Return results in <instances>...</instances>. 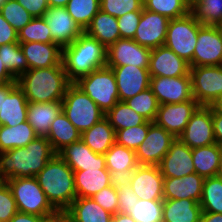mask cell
<instances>
[{"label":"cell","mask_w":222,"mask_h":222,"mask_svg":"<svg viewBox=\"0 0 222 222\" xmlns=\"http://www.w3.org/2000/svg\"><path fill=\"white\" fill-rule=\"evenodd\" d=\"M46 137L37 136L25 147L0 153V181L35 177L55 155Z\"/></svg>","instance_id":"6da1fadb"},{"label":"cell","mask_w":222,"mask_h":222,"mask_svg":"<svg viewBox=\"0 0 222 222\" xmlns=\"http://www.w3.org/2000/svg\"><path fill=\"white\" fill-rule=\"evenodd\" d=\"M71 83L63 65L29 69L17 79L28 102L36 103L62 101Z\"/></svg>","instance_id":"7a4b0ae2"},{"label":"cell","mask_w":222,"mask_h":222,"mask_svg":"<svg viewBox=\"0 0 222 222\" xmlns=\"http://www.w3.org/2000/svg\"><path fill=\"white\" fill-rule=\"evenodd\" d=\"M106 63L107 48L86 32L72 44L62 48V64L72 83L94 70L105 67Z\"/></svg>","instance_id":"3957f363"},{"label":"cell","mask_w":222,"mask_h":222,"mask_svg":"<svg viewBox=\"0 0 222 222\" xmlns=\"http://www.w3.org/2000/svg\"><path fill=\"white\" fill-rule=\"evenodd\" d=\"M35 177L56 210H66L77 198L74 171L58 154Z\"/></svg>","instance_id":"277c9868"},{"label":"cell","mask_w":222,"mask_h":222,"mask_svg":"<svg viewBox=\"0 0 222 222\" xmlns=\"http://www.w3.org/2000/svg\"><path fill=\"white\" fill-rule=\"evenodd\" d=\"M62 111L81 133L105 117L98 105L75 83L67 88L62 100Z\"/></svg>","instance_id":"5b68a950"},{"label":"cell","mask_w":222,"mask_h":222,"mask_svg":"<svg viewBox=\"0 0 222 222\" xmlns=\"http://www.w3.org/2000/svg\"><path fill=\"white\" fill-rule=\"evenodd\" d=\"M106 114L118 101L115 74L107 66L92 71L74 82Z\"/></svg>","instance_id":"8992f818"},{"label":"cell","mask_w":222,"mask_h":222,"mask_svg":"<svg viewBox=\"0 0 222 222\" xmlns=\"http://www.w3.org/2000/svg\"><path fill=\"white\" fill-rule=\"evenodd\" d=\"M6 182L11 188L18 212L44 216L56 210L48 201L36 177L12 178Z\"/></svg>","instance_id":"52a82bcc"},{"label":"cell","mask_w":222,"mask_h":222,"mask_svg":"<svg viewBox=\"0 0 222 222\" xmlns=\"http://www.w3.org/2000/svg\"><path fill=\"white\" fill-rule=\"evenodd\" d=\"M201 25L191 13L181 18L170 19L164 46L190 63L193 59Z\"/></svg>","instance_id":"ba28073f"},{"label":"cell","mask_w":222,"mask_h":222,"mask_svg":"<svg viewBox=\"0 0 222 222\" xmlns=\"http://www.w3.org/2000/svg\"><path fill=\"white\" fill-rule=\"evenodd\" d=\"M192 96L200 104L209 106L222 95V65L190 67Z\"/></svg>","instance_id":"9c48e42d"},{"label":"cell","mask_w":222,"mask_h":222,"mask_svg":"<svg viewBox=\"0 0 222 222\" xmlns=\"http://www.w3.org/2000/svg\"><path fill=\"white\" fill-rule=\"evenodd\" d=\"M178 138L191 149L216 143L211 108L200 105Z\"/></svg>","instance_id":"30bf717a"},{"label":"cell","mask_w":222,"mask_h":222,"mask_svg":"<svg viewBox=\"0 0 222 222\" xmlns=\"http://www.w3.org/2000/svg\"><path fill=\"white\" fill-rule=\"evenodd\" d=\"M176 138L154 122L149 126L146 138L136 152L139 165L159 166Z\"/></svg>","instance_id":"8fae6325"},{"label":"cell","mask_w":222,"mask_h":222,"mask_svg":"<svg viewBox=\"0 0 222 222\" xmlns=\"http://www.w3.org/2000/svg\"><path fill=\"white\" fill-rule=\"evenodd\" d=\"M222 65V38L216 26L201 25L190 67Z\"/></svg>","instance_id":"7c38bea8"},{"label":"cell","mask_w":222,"mask_h":222,"mask_svg":"<svg viewBox=\"0 0 222 222\" xmlns=\"http://www.w3.org/2000/svg\"><path fill=\"white\" fill-rule=\"evenodd\" d=\"M151 50L133 39H118L107 48V67L132 65L149 68Z\"/></svg>","instance_id":"4fadbf2b"},{"label":"cell","mask_w":222,"mask_h":222,"mask_svg":"<svg viewBox=\"0 0 222 222\" xmlns=\"http://www.w3.org/2000/svg\"><path fill=\"white\" fill-rule=\"evenodd\" d=\"M199 106L194 98L182 103L161 104L153 122L178 138Z\"/></svg>","instance_id":"5bb4252c"},{"label":"cell","mask_w":222,"mask_h":222,"mask_svg":"<svg viewBox=\"0 0 222 222\" xmlns=\"http://www.w3.org/2000/svg\"><path fill=\"white\" fill-rule=\"evenodd\" d=\"M126 180L138 199L164 200V177L159 166L139 165Z\"/></svg>","instance_id":"9a60e30c"},{"label":"cell","mask_w":222,"mask_h":222,"mask_svg":"<svg viewBox=\"0 0 222 222\" xmlns=\"http://www.w3.org/2000/svg\"><path fill=\"white\" fill-rule=\"evenodd\" d=\"M43 19L50 29L53 43L61 48L72 44L84 32L65 7H49Z\"/></svg>","instance_id":"2e32d148"},{"label":"cell","mask_w":222,"mask_h":222,"mask_svg":"<svg viewBox=\"0 0 222 222\" xmlns=\"http://www.w3.org/2000/svg\"><path fill=\"white\" fill-rule=\"evenodd\" d=\"M150 88L159 105L186 102L193 98L191 75L180 77H150Z\"/></svg>","instance_id":"e0dca14e"},{"label":"cell","mask_w":222,"mask_h":222,"mask_svg":"<svg viewBox=\"0 0 222 222\" xmlns=\"http://www.w3.org/2000/svg\"><path fill=\"white\" fill-rule=\"evenodd\" d=\"M169 21L166 16L143 8L133 40L150 49L164 46Z\"/></svg>","instance_id":"ac0fdd59"},{"label":"cell","mask_w":222,"mask_h":222,"mask_svg":"<svg viewBox=\"0 0 222 222\" xmlns=\"http://www.w3.org/2000/svg\"><path fill=\"white\" fill-rule=\"evenodd\" d=\"M150 77H180L190 73V66L165 46L153 48L149 62Z\"/></svg>","instance_id":"d6986e66"},{"label":"cell","mask_w":222,"mask_h":222,"mask_svg":"<svg viewBox=\"0 0 222 222\" xmlns=\"http://www.w3.org/2000/svg\"><path fill=\"white\" fill-rule=\"evenodd\" d=\"M112 68L117 82L119 101H126L150 87L149 68L132 65Z\"/></svg>","instance_id":"ffe728a7"},{"label":"cell","mask_w":222,"mask_h":222,"mask_svg":"<svg viewBox=\"0 0 222 222\" xmlns=\"http://www.w3.org/2000/svg\"><path fill=\"white\" fill-rule=\"evenodd\" d=\"M159 168L163 177H184L195 173L192 160V149L176 138L163 157Z\"/></svg>","instance_id":"44dd1931"},{"label":"cell","mask_w":222,"mask_h":222,"mask_svg":"<svg viewBox=\"0 0 222 222\" xmlns=\"http://www.w3.org/2000/svg\"><path fill=\"white\" fill-rule=\"evenodd\" d=\"M204 177L191 173L184 177H164V199H190L200 203Z\"/></svg>","instance_id":"7402d4cb"},{"label":"cell","mask_w":222,"mask_h":222,"mask_svg":"<svg viewBox=\"0 0 222 222\" xmlns=\"http://www.w3.org/2000/svg\"><path fill=\"white\" fill-rule=\"evenodd\" d=\"M29 69H43L62 64V48L56 43H20Z\"/></svg>","instance_id":"603a6c76"},{"label":"cell","mask_w":222,"mask_h":222,"mask_svg":"<svg viewBox=\"0 0 222 222\" xmlns=\"http://www.w3.org/2000/svg\"><path fill=\"white\" fill-rule=\"evenodd\" d=\"M73 171L84 168H106L105 154L93 152L81 139L57 153Z\"/></svg>","instance_id":"cb8c5ba5"},{"label":"cell","mask_w":222,"mask_h":222,"mask_svg":"<svg viewBox=\"0 0 222 222\" xmlns=\"http://www.w3.org/2000/svg\"><path fill=\"white\" fill-rule=\"evenodd\" d=\"M74 182L77 197L91 198L103 188L112 185L115 179L107 168H84L74 171Z\"/></svg>","instance_id":"d4e9b609"},{"label":"cell","mask_w":222,"mask_h":222,"mask_svg":"<svg viewBox=\"0 0 222 222\" xmlns=\"http://www.w3.org/2000/svg\"><path fill=\"white\" fill-rule=\"evenodd\" d=\"M105 163L115 180L126 179L139 166L136 152L116 142L105 153Z\"/></svg>","instance_id":"484cf974"},{"label":"cell","mask_w":222,"mask_h":222,"mask_svg":"<svg viewBox=\"0 0 222 222\" xmlns=\"http://www.w3.org/2000/svg\"><path fill=\"white\" fill-rule=\"evenodd\" d=\"M62 111V101L49 103L29 102L27 121L39 137H47L52 122Z\"/></svg>","instance_id":"4316f807"},{"label":"cell","mask_w":222,"mask_h":222,"mask_svg":"<svg viewBox=\"0 0 222 222\" xmlns=\"http://www.w3.org/2000/svg\"><path fill=\"white\" fill-rule=\"evenodd\" d=\"M28 104L24 91L16 85L6 97H3L0 125L12 127L27 121Z\"/></svg>","instance_id":"83f0119b"},{"label":"cell","mask_w":222,"mask_h":222,"mask_svg":"<svg viewBox=\"0 0 222 222\" xmlns=\"http://www.w3.org/2000/svg\"><path fill=\"white\" fill-rule=\"evenodd\" d=\"M200 203L190 199H164L163 222H200Z\"/></svg>","instance_id":"f1b7e54d"},{"label":"cell","mask_w":222,"mask_h":222,"mask_svg":"<svg viewBox=\"0 0 222 222\" xmlns=\"http://www.w3.org/2000/svg\"><path fill=\"white\" fill-rule=\"evenodd\" d=\"M66 212L70 222H112L113 216L92 198L86 197H77Z\"/></svg>","instance_id":"f546056e"},{"label":"cell","mask_w":222,"mask_h":222,"mask_svg":"<svg viewBox=\"0 0 222 222\" xmlns=\"http://www.w3.org/2000/svg\"><path fill=\"white\" fill-rule=\"evenodd\" d=\"M81 140L95 153L105 154L115 141V130L106 117L81 133Z\"/></svg>","instance_id":"4dcf8cb0"},{"label":"cell","mask_w":222,"mask_h":222,"mask_svg":"<svg viewBox=\"0 0 222 222\" xmlns=\"http://www.w3.org/2000/svg\"><path fill=\"white\" fill-rule=\"evenodd\" d=\"M84 32L95 38L106 48L121 39L117 18L102 10L93 17L91 24Z\"/></svg>","instance_id":"1f68e13d"},{"label":"cell","mask_w":222,"mask_h":222,"mask_svg":"<svg viewBox=\"0 0 222 222\" xmlns=\"http://www.w3.org/2000/svg\"><path fill=\"white\" fill-rule=\"evenodd\" d=\"M54 152L57 154L61 149L81 139V132L69 121L61 111L52 122L46 137Z\"/></svg>","instance_id":"d6a6232c"},{"label":"cell","mask_w":222,"mask_h":222,"mask_svg":"<svg viewBox=\"0 0 222 222\" xmlns=\"http://www.w3.org/2000/svg\"><path fill=\"white\" fill-rule=\"evenodd\" d=\"M37 135L28 121L15 126L0 125V153L13 148L25 147Z\"/></svg>","instance_id":"836d02e7"},{"label":"cell","mask_w":222,"mask_h":222,"mask_svg":"<svg viewBox=\"0 0 222 222\" xmlns=\"http://www.w3.org/2000/svg\"><path fill=\"white\" fill-rule=\"evenodd\" d=\"M195 173L207 178L218 174L220 146L217 143L192 149Z\"/></svg>","instance_id":"e575fe53"},{"label":"cell","mask_w":222,"mask_h":222,"mask_svg":"<svg viewBox=\"0 0 222 222\" xmlns=\"http://www.w3.org/2000/svg\"><path fill=\"white\" fill-rule=\"evenodd\" d=\"M115 133L118 130L144 124L147 120L136 113L125 101H118L106 114Z\"/></svg>","instance_id":"d590c367"},{"label":"cell","mask_w":222,"mask_h":222,"mask_svg":"<svg viewBox=\"0 0 222 222\" xmlns=\"http://www.w3.org/2000/svg\"><path fill=\"white\" fill-rule=\"evenodd\" d=\"M200 206L203 212L222 213V178L204 179Z\"/></svg>","instance_id":"8d00e7d4"},{"label":"cell","mask_w":222,"mask_h":222,"mask_svg":"<svg viewBox=\"0 0 222 222\" xmlns=\"http://www.w3.org/2000/svg\"><path fill=\"white\" fill-rule=\"evenodd\" d=\"M0 58L6 69L16 79L29 70L26 57L20 48L19 42L0 46Z\"/></svg>","instance_id":"74e56055"},{"label":"cell","mask_w":222,"mask_h":222,"mask_svg":"<svg viewBox=\"0 0 222 222\" xmlns=\"http://www.w3.org/2000/svg\"><path fill=\"white\" fill-rule=\"evenodd\" d=\"M100 0H69L65 6L74 21L85 31L100 11Z\"/></svg>","instance_id":"f35d334b"},{"label":"cell","mask_w":222,"mask_h":222,"mask_svg":"<svg viewBox=\"0 0 222 222\" xmlns=\"http://www.w3.org/2000/svg\"><path fill=\"white\" fill-rule=\"evenodd\" d=\"M190 13L202 25L222 23V0H199L190 7Z\"/></svg>","instance_id":"ab89813d"},{"label":"cell","mask_w":222,"mask_h":222,"mask_svg":"<svg viewBox=\"0 0 222 222\" xmlns=\"http://www.w3.org/2000/svg\"><path fill=\"white\" fill-rule=\"evenodd\" d=\"M143 8L166 16L168 19H177L190 13V6L186 0H143Z\"/></svg>","instance_id":"60d3db41"},{"label":"cell","mask_w":222,"mask_h":222,"mask_svg":"<svg viewBox=\"0 0 222 222\" xmlns=\"http://www.w3.org/2000/svg\"><path fill=\"white\" fill-rule=\"evenodd\" d=\"M163 200L139 199L128 214L136 222H163Z\"/></svg>","instance_id":"b9f144b4"},{"label":"cell","mask_w":222,"mask_h":222,"mask_svg":"<svg viewBox=\"0 0 222 222\" xmlns=\"http://www.w3.org/2000/svg\"><path fill=\"white\" fill-rule=\"evenodd\" d=\"M125 102L147 121L153 122L155 120L159 103L150 87L127 99Z\"/></svg>","instance_id":"7bdbcfd3"},{"label":"cell","mask_w":222,"mask_h":222,"mask_svg":"<svg viewBox=\"0 0 222 222\" xmlns=\"http://www.w3.org/2000/svg\"><path fill=\"white\" fill-rule=\"evenodd\" d=\"M18 42L53 43L50 29L43 17L33 18L18 32Z\"/></svg>","instance_id":"ee69618b"},{"label":"cell","mask_w":222,"mask_h":222,"mask_svg":"<svg viewBox=\"0 0 222 222\" xmlns=\"http://www.w3.org/2000/svg\"><path fill=\"white\" fill-rule=\"evenodd\" d=\"M153 122L146 121L144 124L118 130L115 133V141L118 145L136 151L146 138L149 126Z\"/></svg>","instance_id":"f6af8a7d"},{"label":"cell","mask_w":222,"mask_h":222,"mask_svg":"<svg viewBox=\"0 0 222 222\" xmlns=\"http://www.w3.org/2000/svg\"><path fill=\"white\" fill-rule=\"evenodd\" d=\"M0 12L17 33L33 19L16 0H6Z\"/></svg>","instance_id":"bcb514c9"},{"label":"cell","mask_w":222,"mask_h":222,"mask_svg":"<svg viewBox=\"0 0 222 222\" xmlns=\"http://www.w3.org/2000/svg\"><path fill=\"white\" fill-rule=\"evenodd\" d=\"M143 0H100V10L119 18L129 12H142Z\"/></svg>","instance_id":"7dc6e473"},{"label":"cell","mask_w":222,"mask_h":222,"mask_svg":"<svg viewBox=\"0 0 222 222\" xmlns=\"http://www.w3.org/2000/svg\"><path fill=\"white\" fill-rule=\"evenodd\" d=\"M17 212L11 188L6 181H0V222H9Z\"/></svg>","instance_id":"c3c4849f"},{"label":"cell","mask_w":222,"mask_h":222,"mask_svg":"<svg viewBox=\"0 0 222 222\" xmlns=\"http://www.w3.org/2000/svg\"><path fill=\"white\" fill-rule=\"evenodd\" d=\"M91 198L111 214L114 215L118 213L119 201L116 188V180L112 185L103 188Z\"/></svg>","instance_id":"681fc988"},{"label":"cell","mask_w":222,"mask_h":222,"mask_svg":"<svg viewBox=\"0 0 222 222\" xmlns=\"http://www.w3.org/2000/svg\"><path fill=\"white\" fill-rule=\"evenodd\" d=\"M118 194V212L128 213L139 200L126 179L116 180Z\"/></svg>","instance_id":"f907efd6"},{"label":"cell","mask_w":222,"mask_h":222,"mask_svg":"<svg viewBox=\"0 0 222 222\" xmlns=\"http://www.w3.org/2000/svg\"><path fill=\"white\" fill-rule=\"evenodd\" d=\"M141 16L142 12H129L117 18L121 38H134Z\"/></svg>","instance_id":"816d5d0a"},{"label":"cell","mask_w":222,"mask_h":222,"mask_svg":"<svg viewBox=\"0 0 222 222\" xmlns=\"http://www.w3.org/2000/svg\"><path fill=\"white\" fill-rule=\"evenodd\" d=\"M33 18L43 17L48 10L47 0H16Z\"/></svg>","instance_id":"f5cc1de1"},{"label":"cell","mask_w":222,"mask_h":222,"mask_svg":"<svg viewBox=\"0 0 222 222\" xmlns=\"http://www.w3.org/2000/svg\"><path fill=\"white\" fill-rule=\"evenodd\" d=\"M17 42H18V33L3 18L0 12V46L4 44L17 43Z\"/></svg>","instance_id":"db71d44e"},{"label":"cell","mask_w":222,"mask_h":222,"mask_svg":"<svg viewBox=\"0 0 222 222\" xmlns=\"http://www.w3.org/2000/svg\"><path fill=\"white\" fill-rule=\"evenodd\" d=\"M40 222H70L66 210H55L54 212L40 216Z\"/></svg>","instance_id":"11a10c76"},{"label":"cell","mask_w":222,"mask_h":222,"mask_svg":"<svg viewBox=\"0 0 222 222\" xmlns=\"http://www.w3.org/2000/svg\"><path fill=\"white\" fill-rule=\"evenodd\" d=\"M212 121L216 143L222 147V114L212 112Z\"/></svg>","instance_id":"9f6ffc18"},{"label":"cell","mask_w":222,"mask_h":222,"mask_svg":"<svg viewBox=\"0 0 222 222\" xmlns=\"http://www.w3.org/2000/svg\"><path fill=\"white\" fill-rule=\"evenodd\" d=\"M9 222H40V216L17 212Z\"/></svg>","instance_id":"6f0895ef"},{"label":"cell","mask_w":222,"mask_h":222,"mask_svg":"<svg viewBox=\"0 0 222 222\" xmlns=\"http://www.w3.org/2000/svg\"><path fill=\"white\" fill-rule=\"evenodd\" d=\"M17 82V79L6 69L0 58V84Z\"/></svg>","instance_id":"680465c9"},{"label":"cell","mask_w":222,"mask_h":222,"mask_svg":"<svg viewBox=\"0 0 222 222\" xmlns=\"http://www.w3.org/2000/svg\"><path fill=\"white\" fill-rule=\"evenodd\" d=\"M200 222H222V213L202 212Z\"/></svg>","instance_id":"91938a15"},{"label":"cell","mask_w":222,"mask_h":222,"mask_svg":"<svg viewBox=\"0 0 222 222\" xmlns=\"http://www.w3.org/2000/svg\"><path fill=\"white\" fill-rule=\"evenodd\" d=\"M17 85V82L0 84V110L3 105V97L6 95Z\"/></svg>","instance_id":"94428289"},{"label":"cell","mask_w":222,"mask_h":222,"mask_svg":"<svg viewBox=\"0 0 222 222\" xmlns=\"http://www.w3.org/2000/svg\"><path fill=\"white\" fill-rule=\"evenodd\" d=\"M112 222H136L128 213L118 212L112 216Z\"/></svg>","instance_id":"6125c7cd"},{"label":"cell","mask_w":222,"mask_h":222,"mask_svg":"<svg viewBox=\"0 0 222 222\" xmlns=\"http://www.w3.org/2000/svg\"><path fill=\"white\" fill-rule=\"evenodd\" d=\"M212 112L222 114V95H219L213 102L209 104Z\"/></svg>","instance_id":"be15d7a7"},{"label":"cell","mask_w":222,"mask_h":222,"mask_svg":"<svg viewBox=\"0 0 222 222\" xmlns=\"http://www.w3.org/2000/svg\"><path fill=\"white\" fill-rule=\"evenodd\" d=\"M69 0H47L49 7H65Z\"/></svg>","instance_id":"e7e4bbea"},{"label":"cell","mask_w":222,"mask_h":222,"mask_svg":"<svg viewBox=\"0 0 222 222\" xmlns=\"http://www.w3.org/2000/svg\"><path fill=\"white\" fill-rule=\"evenodd\" d=\"M217 176L222 178V147H220V162H219V168H218Z\"/></svg>","instance_id":"03108f58"},{"label":"cell","mask_w":222,"mask_h":222,"mask_svg":"<svg viewBox=\"0 0 222 222\" xmlns=\"http://www.w3.org/2000/svg\"><path fill=\"white\" fill-rule=\"evenodd\" d=\"M199 0H186L187 4L191 7L193 4H195Z\"/></svg>","instance_id":"003e7915"},{"label":"cell","mask_w":222,"mask_h":222,"mask_svg":"<svg viewBox=\"0 0 222 222\" xmlns=\"http://www.w3.org/2000/svg\"><path fill=\"white\" fill-rule=\"evenodd\" d=\"M216 27H217V29H218L220 35H221V38H222V23L217 24Z\"/></svg>","instance_id":"a7ac6f4b"},{"label":"cell","mask_w":222,"mask_h":222,"mask_svg":"<svg viewBox=\"0 0 222 222\" xmlns=\"http://www.w3.org/2000/svg\"><path fill=\"white\" fill-rule=\"evenodd\" d=\"M5 2H6V0H0V10H1V7L4 5Z\"/></svg>","instance_id":"89a4df30"}]
</instances>
